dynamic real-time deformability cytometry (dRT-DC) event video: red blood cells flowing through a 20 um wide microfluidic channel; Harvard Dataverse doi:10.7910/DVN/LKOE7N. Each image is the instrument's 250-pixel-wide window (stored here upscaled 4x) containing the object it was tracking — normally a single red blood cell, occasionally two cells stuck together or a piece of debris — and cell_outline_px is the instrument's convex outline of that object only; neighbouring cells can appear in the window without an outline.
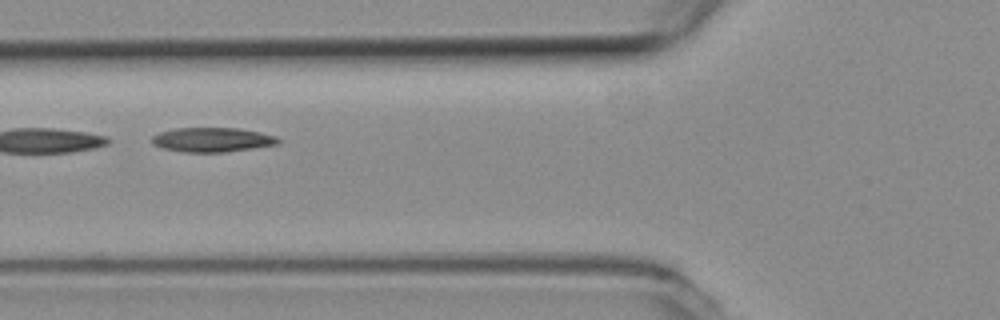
{"species": "common noctule bat (a hibernating species)", "species_latin": "Nyctalus noctula", "temperature_condition": "room temperature", "stored_images_in_passage": 5, "camera_frame_rate_fps": 3000, "um_per_image_px": 0.085, "animal": {"sex": "female", "body_mass_g": 19.3, "forearm_length_mm": 54.1}, "frame": {"image": 1, "passage_image": 5, "time_ms": 1.333, "image_size_px": [1000, 320], "cell_outline_px": [[280, 144], [224, 152], [184, 152], [164, 148], [152, 144], [152, 136], [160, 132], [176, 128], [240, 128], [260, 132], [276, 136], [280, 140]], "centroid_in_image_um": [18.06, 11.87], "position_along_channel_um": 107.7, "area_um2": 17.92}}